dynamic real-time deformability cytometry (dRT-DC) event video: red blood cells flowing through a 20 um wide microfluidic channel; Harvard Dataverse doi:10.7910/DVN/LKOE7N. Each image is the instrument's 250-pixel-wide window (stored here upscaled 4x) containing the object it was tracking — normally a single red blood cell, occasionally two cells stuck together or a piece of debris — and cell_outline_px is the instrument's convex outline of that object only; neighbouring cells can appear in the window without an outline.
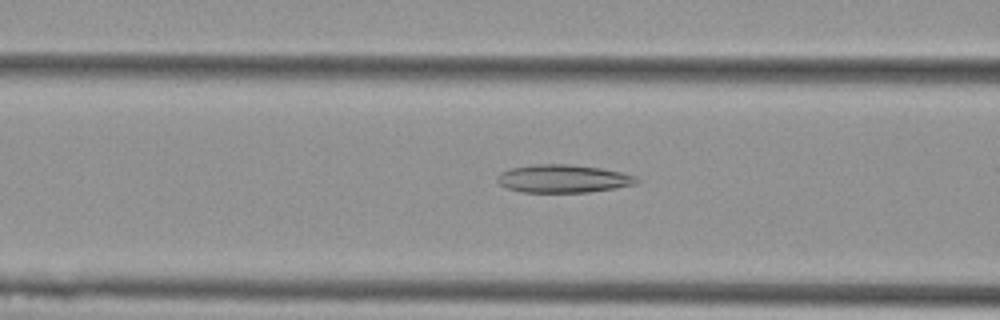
{"species": "Egyptian fruit bat (a non-hibernating species)", "species_latin": "Rousettus aegyptiacus", "temperature_condition": "cold", "stored_images_in_passage": 29, "camera_frame_rate_fps": 3000, "um_per_image_px": 0.085, "animal": {"sex": "female"}, "frame": {"image": 1, "passage_image": 21, "time_ms": 6.667, "image_size_px": [1000, 320], "cell_outline_px": [[640, 180], [636, 184], [588, 192], [520, 192], [504, 188], [496, 180], [496, 176], [500, 172], [508, 168], [532, 164], [568, 164], [600, 168], [620, 172], [636, 176]], "centroid_in_image_um": [47.79, 15.18], "position_along_channel_um": 118.8, "area_um2": 22.89}}
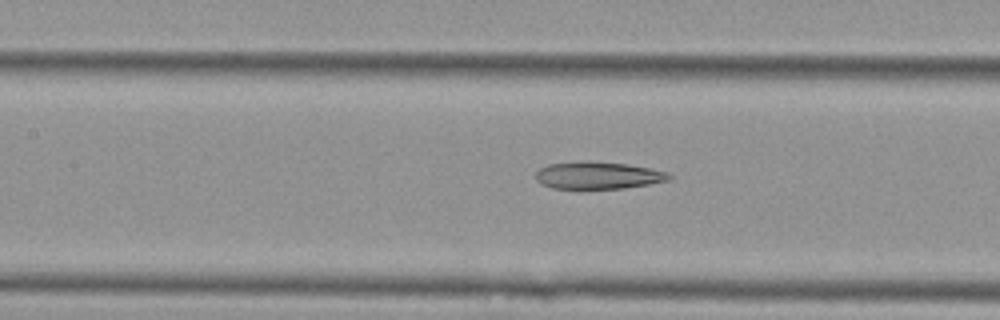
{"frame": {"image": 2, "passage_image": 24, "time_ms": 7.667, "image_size_px": [1000, 320], "cell_outline_px": [[672, 176], [668, 180], [648, 184], [624, 188], [552, 188], [540, 184], [536, 180], [536, 172], [540, 168], [548, 164], [584, 160], [588, 160], [628, 164], [668, 172]], "centroid_in_image_um": [50.79, 14.89], "position_along_channel_um": 156.6, "area_um2": 21.21}}
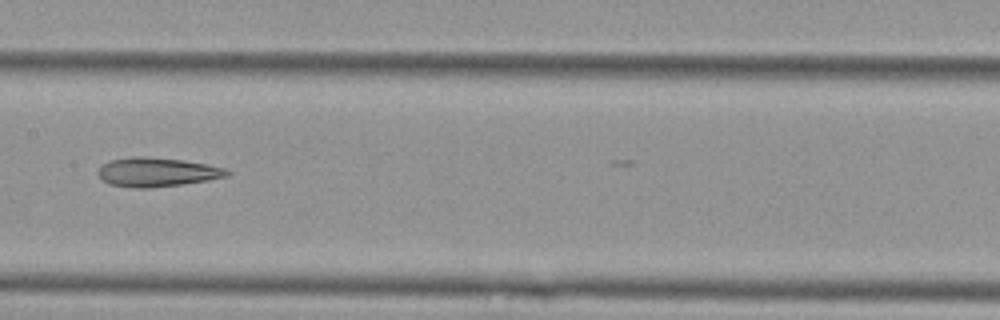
{"frame": {"image": 3, "passage_image": 27, "time_ms": 8.667, "image_size_px": [1000, 320], "cell_outline_px": [[232, 172], [228, 176], [208, 180], [180, 184], [148, 188], [136, 188], [108, 184], [100, 180], [96, 172], [104, 164], [112, 160], [132, 156], [148, 156], [184, 160], [208, 164], [224, 168]], "centroid_in_image_um": [13.33, 14.62], "position_along_channel_um": 194.1, "area_um2": 21.96}}